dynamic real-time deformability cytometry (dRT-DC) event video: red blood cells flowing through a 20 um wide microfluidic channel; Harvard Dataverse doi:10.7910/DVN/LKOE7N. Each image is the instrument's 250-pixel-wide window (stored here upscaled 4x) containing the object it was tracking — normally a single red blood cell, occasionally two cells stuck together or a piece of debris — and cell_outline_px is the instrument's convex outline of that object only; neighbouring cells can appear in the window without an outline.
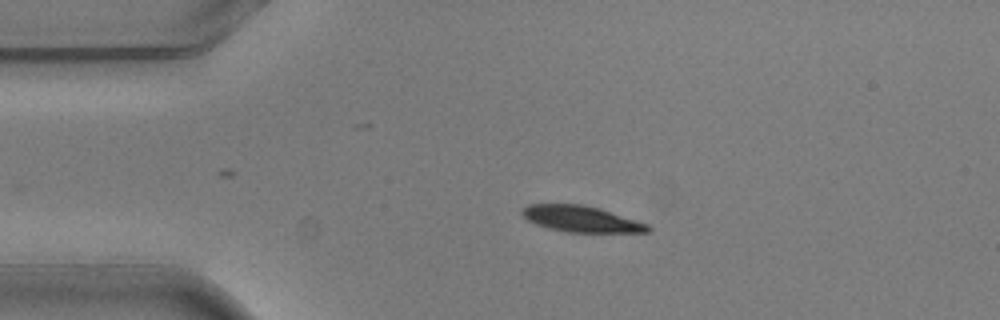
{"species": "common noctule bat (a hibernating species)", "species_latin": "Nyctalus noctula", "temperature_condition": "warm", "stored_images_in_passage": 2, "camera_frame_rate_fps": 3000, "um_per_image_px": 0.085, "animal": {"sex": "male", "body_mass_g": 20.5, "forearm_length_mm": 52.5}, "frame": {"image": 1, "passage_image": 1, "time_ms": 0.0, "image_size_px": [1000, 320], "cell_outline_px": [[652, 232], [568, 232], [548, 228], [536, 224], [528, 220], [520, 212], [528, 204], [584, 204], [600, 208], [648, 224], [652, 228]], "centroid_in_image_um": [49.42, 18.61], "position_along_channel_um": 35.6, "area_um2": 19.13}}